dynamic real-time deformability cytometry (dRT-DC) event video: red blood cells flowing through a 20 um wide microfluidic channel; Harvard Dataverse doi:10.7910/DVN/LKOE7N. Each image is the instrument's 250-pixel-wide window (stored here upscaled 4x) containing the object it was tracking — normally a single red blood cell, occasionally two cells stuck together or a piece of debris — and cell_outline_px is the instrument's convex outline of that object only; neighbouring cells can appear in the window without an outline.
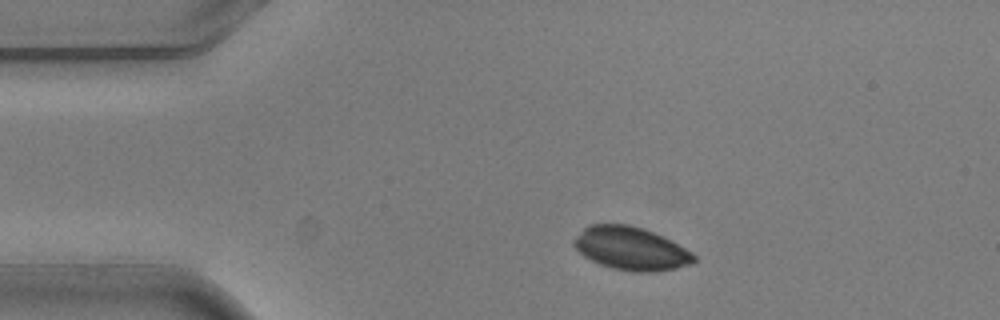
{"species": "common noctule bat (a hibernating species)", "species_latin": "Nyctalus noctula", "temperature_condition": "warm", "stored_images_in_passage": 3, "camera_frame_rate_fps": 3000, "um_per_image_px": 0.085, "animal": {"sex": "male", "body_mass_g": 20.5, "forearm_length_mm": 52.5}, "frame": {"image": 1, "passage_image": 1, "time_ms": 0.0, "image_size_px": [1000, 320], "cell_outline_px": [[696, 260], [692, 264], [676, 268], [652, 272], [632, 272], [612, 268], [600, 264], [584, 256], [572, 244], [572, 240], [588, 224], [628, 224], [664, 236], [692, 252], [696, 256]], "centroid_in_image_um": [53.63, 21.13], "position_along_channel_um": 31.4, "area_um2": 30.17}}